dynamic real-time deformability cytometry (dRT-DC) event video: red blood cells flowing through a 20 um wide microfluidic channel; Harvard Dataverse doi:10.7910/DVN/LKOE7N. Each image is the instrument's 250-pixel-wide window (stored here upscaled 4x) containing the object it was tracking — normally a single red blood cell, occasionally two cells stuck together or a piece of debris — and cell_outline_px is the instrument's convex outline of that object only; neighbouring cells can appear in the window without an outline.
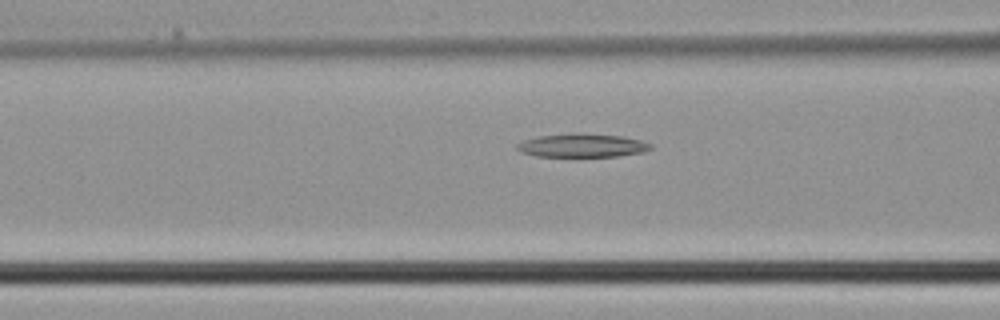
{"species": "common noctule bat (a hibernating species)", "species_latin": "Nyctalus noctula", "temperature_condition": "cold", "stored_images_in_passage": 4, "camera_frame_rate_fps": 3000, "um_per_image_px": 0.085, "animal": {"sex": "male", "body_mass_g": 21.5, "forearm_length_mm": 52.0}, "frame": {"image": 1, "passage_image": 4, "time_ms": 1.0, "image_size_px": [1000, 320], "cell_outline_px": [[652, 148], [644, 152], [616, 156], [536, 156], [524, 152], [516, 148], [516, 144], [524, 140], [540, 136], [624, 136], [640, 140], [652, 144]], "centroid_in_image_um": [49.54, 12.41], "position_along_channel_um": 117.1, "area_um2": 17.05}}